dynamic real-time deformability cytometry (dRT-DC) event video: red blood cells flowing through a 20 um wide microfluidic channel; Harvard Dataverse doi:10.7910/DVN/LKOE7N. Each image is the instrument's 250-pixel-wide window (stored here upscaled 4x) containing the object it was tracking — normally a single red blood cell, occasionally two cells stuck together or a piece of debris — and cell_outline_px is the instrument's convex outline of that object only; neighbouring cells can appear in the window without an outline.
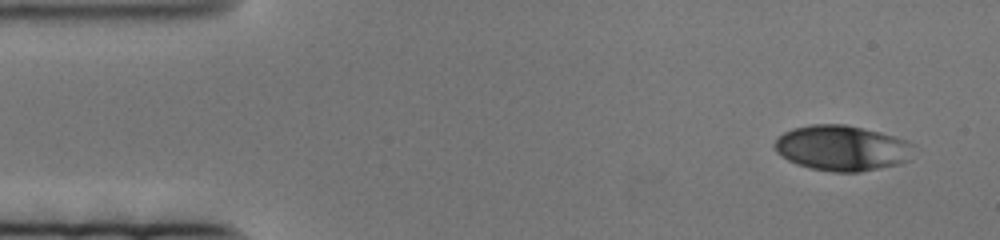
{"species": "human", "species_latin": "Homo sapiens", "temperature_condition": "cold", "stored_images_in_passage": 65, "camera_frame_rate_fps": 3000, "um_per_image_px": 0.085, "donor": {"sex": "female"}, "frame": {"image": 1, "passage_image": 1, "time_ms": 0.0, "image_size_px": [1000, 240], "cell_outline_px": [[912, 144], [908, 160], [900, 164], [860, 172], [832, 172], [812, 168], [796, 164], [780, 156], [776, 152], [776, 140], [784, 132], [792, 128], [812, 124], [844, 124], [880, 132], [908, 140]], "centroid_in_image_um": [71.55, 12.59], "position_along_channel_um": 13.4, "area_um2": 36.65}}
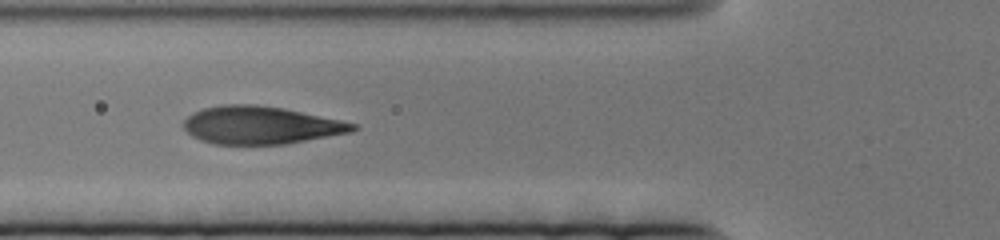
{"frame": {"image": 2, "passage_image": 24, "time_ms": 7.667, "image_size_px": [1000, 240], "cell_outline_px": [[360, 128], [352, 132], [284, 144], [212, 144], [200, 140], [192, 136], [184, 128], [184, 120], [192, 112], [204, 108], [224, 104], [256, 104], [284, 108], [340, 120], [356, 124]], "centroid_in_image_um": [22.15, 10.64], "position_along_channel_um": 103.6, "area_um2": 37.22}}
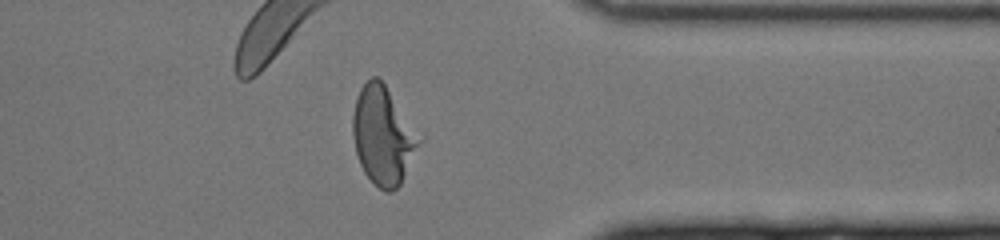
{"frame": {"image": 3, "passage_image": 59, "time_ms": 19.333, "image_size_px": [1000, 240], "cell_outline_px": [[424, 136], [400, 184], [392, 192], [388, 192], [380, 188], [364, 172], [360, 164], [356, 152], [352, 136], [352, 116], [356, 96], [360, 88], [372, 76], [376, 76], [384, 84]], "centroid_in_image_um": [32.58, 11.49], "position_along_channel_um": 378.8, "area_um2": 38.09}}